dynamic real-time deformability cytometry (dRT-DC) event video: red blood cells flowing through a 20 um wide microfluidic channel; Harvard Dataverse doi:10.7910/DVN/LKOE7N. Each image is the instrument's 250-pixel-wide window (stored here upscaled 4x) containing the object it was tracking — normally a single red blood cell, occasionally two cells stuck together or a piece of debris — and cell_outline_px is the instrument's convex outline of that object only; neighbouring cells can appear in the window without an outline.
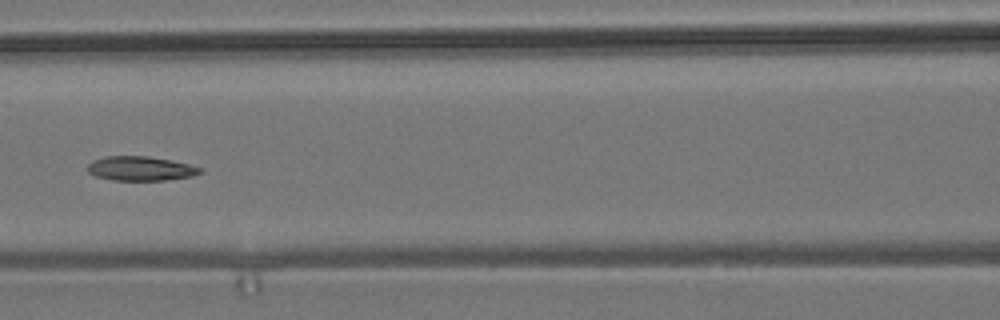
{"species": "common noctule bat (a hibernating species)", "species_latin": "Nyctalus noctula", "temperature_condition": "room temperature", "stored_images_in_passage": 7, "camera_frame_rate_fps": 3000, "um_per_image_px": 0.085, "animal": {"sex": "male", "body_mass_g": 19.2, "forearm_length_mm": 51.8}, "frame": {"image": 1, "passage_image": 7, "time_ms": 7.0, "image_size_px": [1000, 320], "cell_outline_px": [[204, 172], [192, 176], [164, 180], [112, 180], [96, 176], [88, 172], [88, 164], [92, 160], [104, 156], [148, 156], [172, 160], [204, 168]], "centroid_in_image_um": [11.97, 14.32], "position_along_channel_um": 154.6, "area_um2": 16.07}}